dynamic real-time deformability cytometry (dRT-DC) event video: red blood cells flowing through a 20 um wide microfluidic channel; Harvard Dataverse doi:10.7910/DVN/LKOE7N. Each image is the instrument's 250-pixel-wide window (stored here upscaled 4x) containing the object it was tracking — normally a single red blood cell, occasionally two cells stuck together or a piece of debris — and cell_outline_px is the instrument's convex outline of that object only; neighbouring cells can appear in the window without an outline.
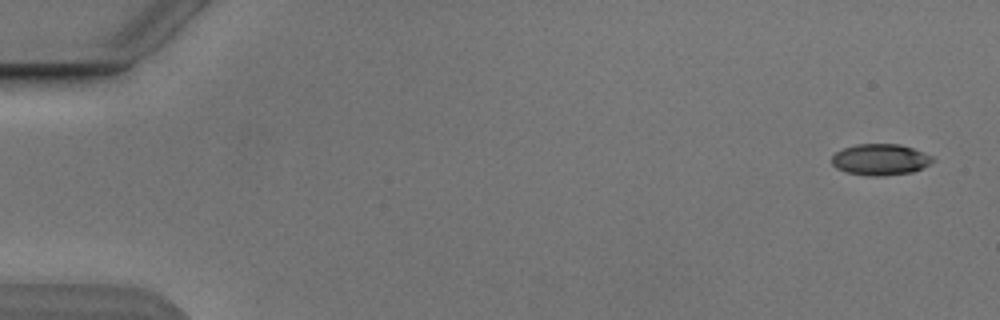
{"species": "Egyptian fruit bat (a non-hibernating species)", "species_latin": "Rousettus aegyptiacus", "temperature_condition": "cold", "stored_images_in_passage": 5, "camera_frame_rate_fps": 3000, "um_per_image_px": 0.085, "animal": {"sex": "male"}, "frame": {"image": 1, "passage_image": 1, "time_ms": 0.0, "image_size_px": [1000, 320], "cell_outline_px": [[936, 160], [912, 172], [880, 176], [868, 176], [848, 172], [836, 168], [832, 164], [832, 156], [836, 152], [844, 148], [856, 144], [900, 144], [912, 148], [932, 156]], "centroid_in_image_um": [74.81, 13.56], "position_along_channel_um": 10.2, "area_um2": 18.21}}
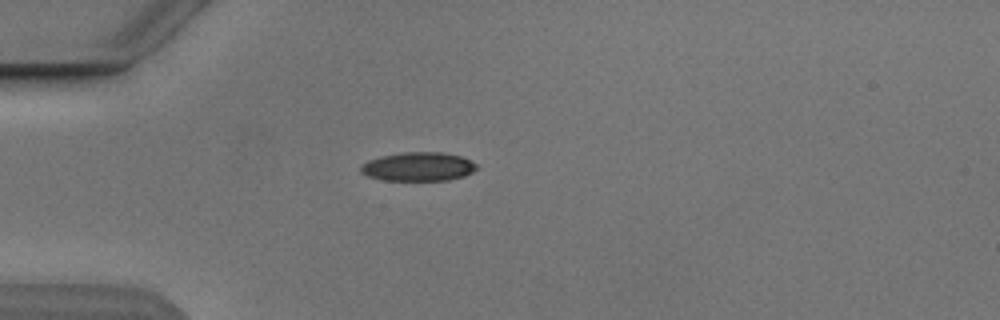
{"frame": {"image": 2, "passage_image": 4, "time_ms": 4.333, "image_size_px": [1000, 320], "cell_outline_px": [[480, 168], [464, 176], [448, 180], [384, 180], [368, 176], [360, 172], [360, 168], [368, 160], [380, 156], [400, 152], [444, 152], [460, 156], [476, 164]], "centroid_in_image_um": [35.56, 14.16], "position_along_channel_um": 49.4, "area_um2": 19.48}}